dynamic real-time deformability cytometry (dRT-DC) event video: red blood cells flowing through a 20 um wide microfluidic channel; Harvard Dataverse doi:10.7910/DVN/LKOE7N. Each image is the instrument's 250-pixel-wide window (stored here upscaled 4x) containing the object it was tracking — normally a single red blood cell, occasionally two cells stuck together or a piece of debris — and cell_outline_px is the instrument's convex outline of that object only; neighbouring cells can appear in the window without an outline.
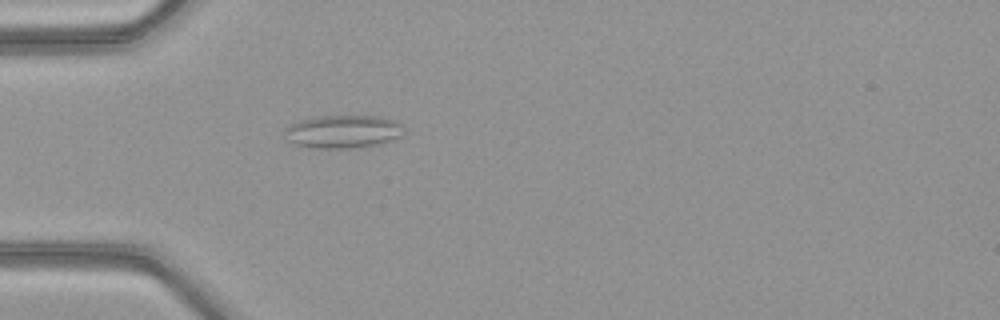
{"species": "common noctule bat (a hibernating species)", "species_latin": "Nyctalus noctula", "temperature_condition": "warm", "stored_images_in_passage": 36, "camera_frame_rate_fps": 3000, "um_per_image_px": 0.085, "animal": {"sex": "female", "body_mass_g": 21.9}, "frame": {"image": 1, "passage_image": 1, "time_ms": 0.0, "image_size_px": [1000, 320], "cell_outline_px": [[404, 132], [400, 136], [392, 140], [380, 144], [352, 148], [308, 148], [296, 144], [288, 140], [288, 128], [292, 124], [300, 120], [320, 116], [380, 116], [396, 120], [400, 124]], "centroid_in_image_um": [29.22, 11.19], "position_along_channel_um": 55.8, "area_um2": 22.72}}
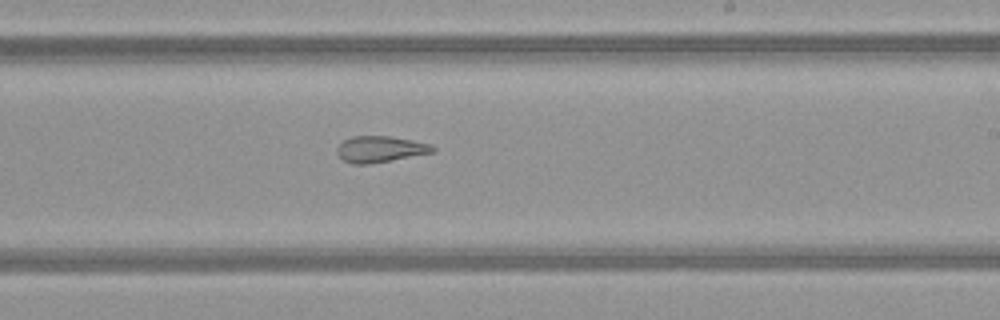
{"frame": {"image": 2, "passage_image": 16, "time_ms": 5.0, "image_size_px": [1000, 320], "cell_outline_px": [[436, 148], [432, 152], [368, 164], [352, 164], [344, 160], [336, 152], [336, 148], [344, 140], [352, 136], [388, 136], [412, 140], [432, 144]], "centroid_in_image_um": [32.29, 12.67], "position_along_channel_um": 256.7, "area_um2": 14.39}}
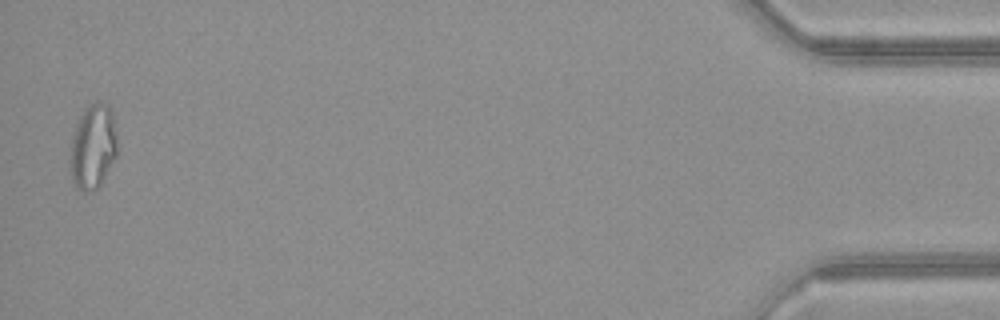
{"frame": {"image": 3, "passage_image": 35, "time_ms": 11.333, "image_size_px": [1000, 320], "cell_outline_px": [[116, 156], [100, 188], [84, 192], [76, 188], [72, 180], [68, 168], [68, 160], [72, 136], [76, 124], [84, 108], [96, 100], [100, 100], [108, 104], [112, 112], [116, 132]], "centroid_in_image_um": [7.87, 12.48], "position_along_channel_um": 427.3, "area_um2": 23.99}, "authors_computed_cell_mechanics": {"area_um2": 16.5597, "velocity_mm_per_s": 4.1451, "shape_relaxation_time_tau1_ms": null, "shape_relaxation_time_tau2_ms": 2.4524, "deformation_change_tau1": null, "deformation_change_tau2": 0.1168}}